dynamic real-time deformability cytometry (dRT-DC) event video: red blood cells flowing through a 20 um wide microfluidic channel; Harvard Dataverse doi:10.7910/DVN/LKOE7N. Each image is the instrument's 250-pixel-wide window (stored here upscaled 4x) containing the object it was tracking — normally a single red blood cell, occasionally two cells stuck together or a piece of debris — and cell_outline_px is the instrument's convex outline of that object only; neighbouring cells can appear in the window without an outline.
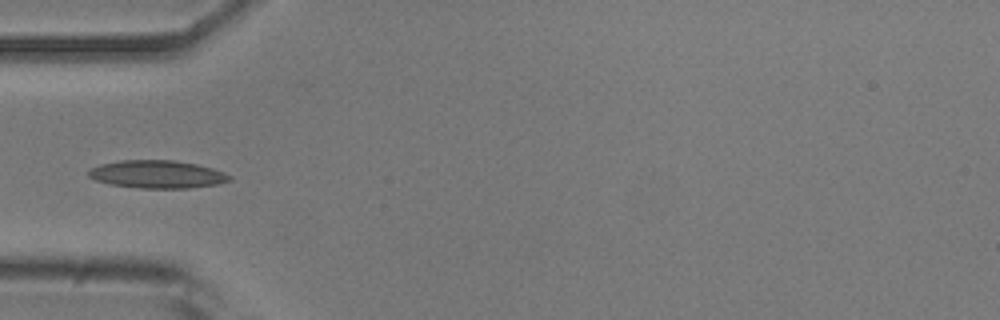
{"species": "common noctule bat (a hibernating species)", "species_latin": "Nyctalus noctula", "temperature_condition": "room temperature", "stored_images_in_passage": 37, "camera_frame_rate_fps": 3000, "um_per_image_px": 0.085, "animal": {"sex": "male", "body_mass_g": 20.5, "forearm_length_mm": 52.5}, "frame": {"image": 1, "passage_image": 1, "time_ms": 0.0, "image_size_px": [1000, 320], "cell_outline_px": [[232, 180], [216, 184], [188, 188], [140, 188], [112, 184], [96, 180], [88, 176], [88, 172], [92, 168], [100, 164], [120, 160], [172, 160], [196, 164], [212, 168], [224, 172], [232, 176]], "centroid_in_image_um": [13.38, 14.81], "position_along_channel_um": 71.6, "area_um2": 22.72}}
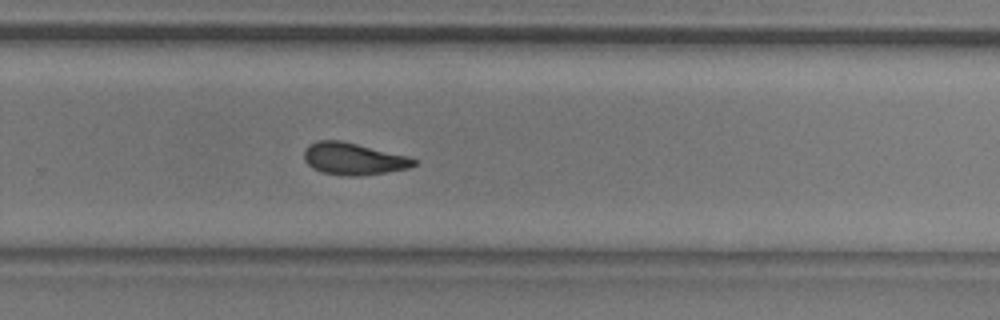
{"frame": {"image": 2, "passage_image": 19, "time_ms": 6.0, "image_size_px": [1000, 320], "cell_outline_px": [[420, 160], [416, 164], [408, 168], [384, 172], [356, 176], [348, 176], [320, 172], [312, 168], [304, 160], [304, 148], [308, 144], [316, 140], [340, 140], [408, 156]], "centroid_in_image_um": [30.01, 13.49], "position_along_channel_um": 299.8, "area_um2": 20.52}}
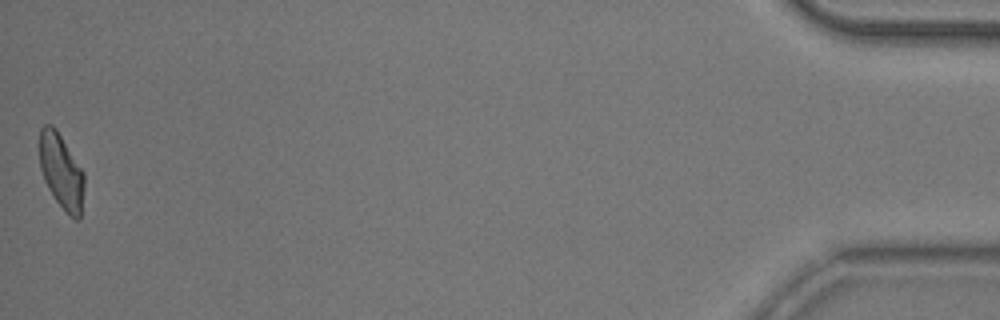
{"frame": {"image": 3, "passage_image": 37, "time_ms": 12.0, "image_size_px": [1000, 320], "cell_outline_px": [[84, 188], [80, 220], [76, 220], [68, 216], [56, 200], [48, 188], [44, 180], [40, 168], [40, 128], [44, 124], [52, 124], [56, 128], [84, 172]], "centroid_in_image_um": [5.22, 14.58], "position_along_channel_um": 430.0, "area_um2": 19.65}}